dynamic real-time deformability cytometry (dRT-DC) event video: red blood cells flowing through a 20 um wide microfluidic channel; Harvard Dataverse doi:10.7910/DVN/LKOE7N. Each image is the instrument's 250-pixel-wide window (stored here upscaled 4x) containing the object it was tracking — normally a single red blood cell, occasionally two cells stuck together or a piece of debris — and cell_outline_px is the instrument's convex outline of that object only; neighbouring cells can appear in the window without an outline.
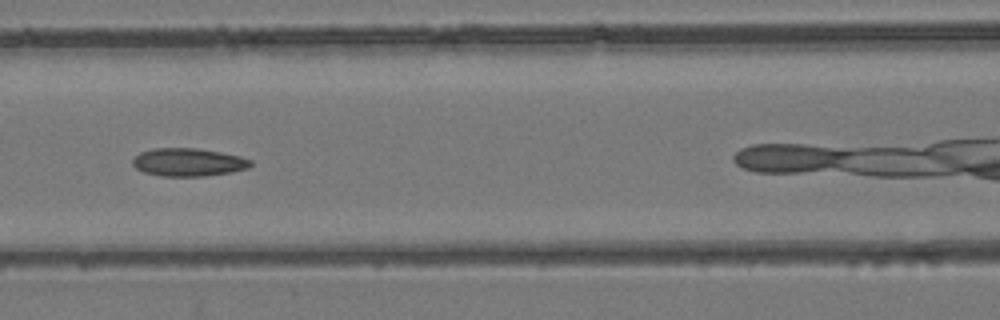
{"species": "common noctule bat (a hibernating species)", "species_latin": "Nyctalus noctula", "temperature_condition": "room temperature", "stored_images_in_passage": 25, "camera_frame_rate_fps": 3000, "um_per_image_px": 0.085, "animal": {"sex": "female", "body_mass_g": 24.6, "forearm_length_mm": 56.2}, "frame": {"image": 1, "passage_image": 8, "time_ms": 2.333, "image_size_px": [1000, 320], "cell_outline_px": [[252, 164], [248, 168], [228, 172], [204, 176], [160, 176], [144, 172], [136, 168], [132, 164], [132, 160], [140, 152], [152, 148], [196, 148], [220, 152], [240, 156], [252, 160]], "centroid_in_image_um": [15.98, 13.78], "position_along_channel_um": 150.6, "area_um2": 19.19}}
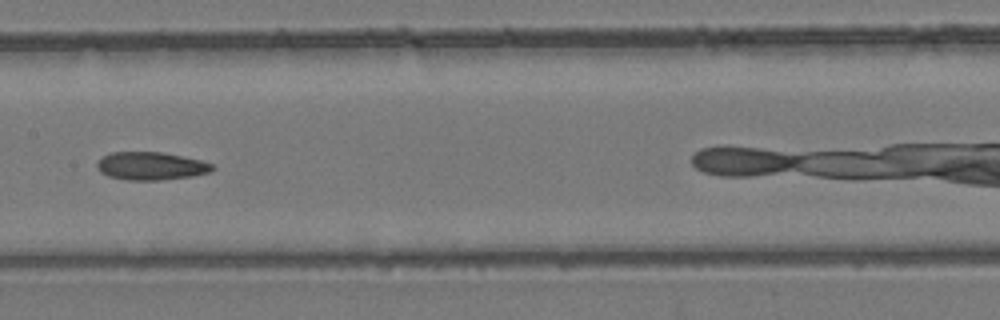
{"frame": {"image": 2, "passage_image": 11, "time_ms": 3.333, "image_size_px": [1000, 320], "cell_outline_px": [[216, 168], [212, 172], [192, 176], [160, 180], [128, 180], [108, 176], [100, 172], [96, 168], [96, 164], [104, 156], [112, 152], [160, 152], [200, 160], [212, 164]], "centroid_in_image_um": [12.84, 14.12], "position_along_channel_um": 194.6, "area_um2": 18.73}}